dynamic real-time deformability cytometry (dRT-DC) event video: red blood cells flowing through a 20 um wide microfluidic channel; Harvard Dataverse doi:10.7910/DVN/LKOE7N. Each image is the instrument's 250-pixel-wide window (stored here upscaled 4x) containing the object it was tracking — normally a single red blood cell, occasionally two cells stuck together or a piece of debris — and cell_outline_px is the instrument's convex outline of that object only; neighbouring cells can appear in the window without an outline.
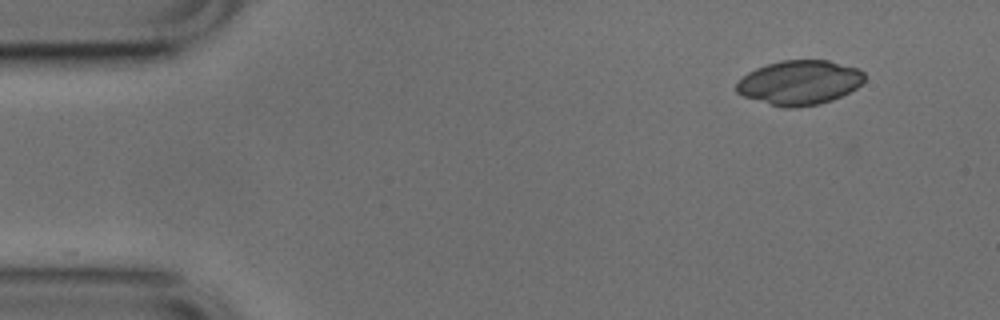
{"species": "common noctule bat (a hibernating species)", "species_latin": "Nyctalus noctula", "temperature_condition": "cold", "stored_images_in_passage": 48, "camera_frame_rate_fps": 3000, "um_per_image_px": 0.085, "animal": {"sex": "male", "body_mass_g": 17.9, "forearm_length_mm": 54.2}, "frame": {"image": 1, "passage_image": 1, "time_ms": 0.0, "image_size_px": [1000, 320], "cell_outline_px": [[864, 80], [856, 88], [832, 100], [820, 104], [796, 108], [784, 108], [744, 96], [736, 92], [736, 84], [748, 72], [756, 68], [780, 60], [828, 60], [860, 68], [864, 72]], "centroid_in_image_um": [67.98, 7.01], "position_along_channel_um": 17.0, "area_um2": 33.12}}